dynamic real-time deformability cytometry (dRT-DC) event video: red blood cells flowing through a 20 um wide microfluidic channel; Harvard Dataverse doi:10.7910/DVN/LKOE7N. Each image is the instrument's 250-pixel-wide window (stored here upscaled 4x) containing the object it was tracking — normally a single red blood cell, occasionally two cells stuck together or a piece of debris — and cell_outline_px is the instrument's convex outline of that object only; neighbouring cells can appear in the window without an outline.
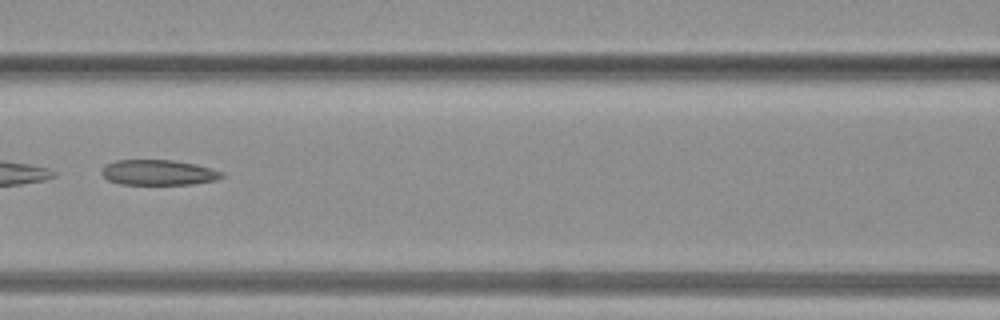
{"species": "common noctule bat (a hibernating species)", "species_latin": "Nyctalus noctula", "temperature_condition": "warm", "stored_images_in_passage": 14, "camera_frame_rate_fps": 3000, "um_per_image_px": 0.085, "animal": {"sex": "female", "body_mass_g": 19.3, "forearm_length_mm": 54.1}, "frame": {"image": 1, "passage_image": 8, "time_ms": 2.333, "image_size_px": [1000, 320], "cell_outline_px": [[224, 176], [216, 180], [192, 184], [120, 184], [108, 180], [100, 172], [108, 164], [116, 160], [172, 160], [196, 164], [212, 168], [224, 172]], "centroid_in_image_um": [13.51, 14.66], "position_along_channel_um": 153.1, "area_um2": 17.69}}
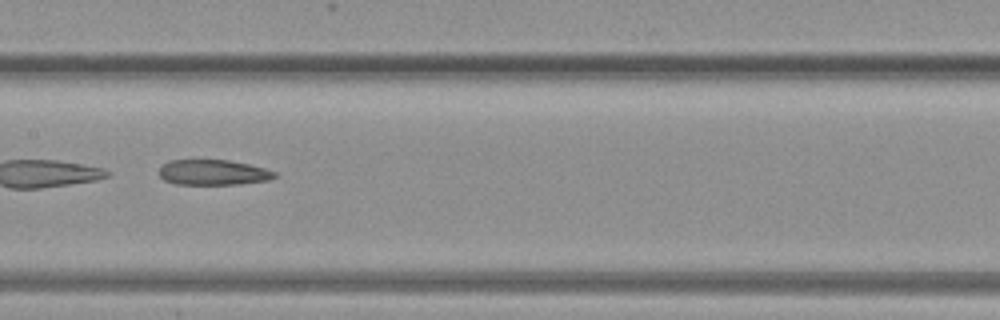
{"frame": {"image": 2, "passage_image": 10, "time_ms": 3.0, "image_size_px": [1000, 320], "cell_outline_px": [[276, 176], [268, 180], [240, 184], [176, 184], [164, 180], [160, 176], [160, 168], [168, 160], [228, 160], [248, 164], [264, 168], [276, 172]], "centroid_in_image_um": [18.11, 14.65], "position_along_channel_um": 189.3, "area_um2": 16.94}}